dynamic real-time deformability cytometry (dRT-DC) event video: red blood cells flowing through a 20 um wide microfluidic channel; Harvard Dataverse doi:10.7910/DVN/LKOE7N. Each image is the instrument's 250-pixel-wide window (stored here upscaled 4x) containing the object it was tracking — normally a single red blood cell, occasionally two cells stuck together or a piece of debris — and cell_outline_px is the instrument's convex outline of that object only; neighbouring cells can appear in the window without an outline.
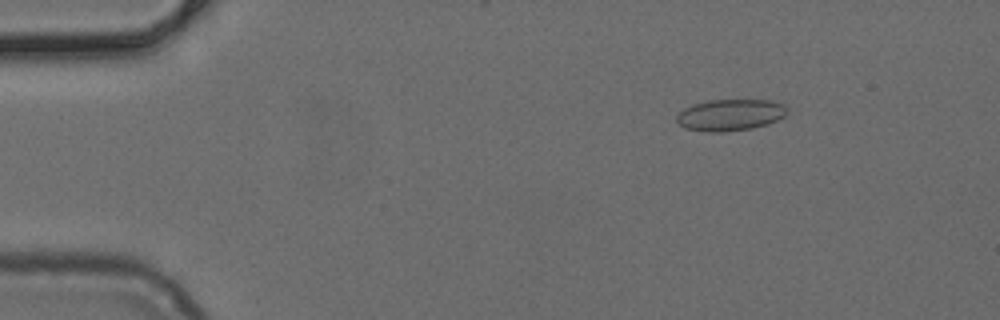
{"species": "common noctule bat (a hibernating species)", "species_latin": "Nyctalus noctula", "temperature_condition": "cold", "stored_images_in_passage": 52, "camera_frame_rate_fps": 3000, "um_per_image_px": 0.085, "animal": {"sex": "female", "body_mass_g": 24.6, "forearm_length_mm": 56.2}, "frame": {"image": 1, "passage_image": 8, "time_ms": 2.333, "image_size_px": [1000, 320], "cell_outline_px": [[788, 112], [784, 116], [768, 124], [752, 128], [724, 132], [708, 132], [684, 128], [676, 120], [676, 116], [684, 108], [708, 100], [768, 100], [784, 104], [788, 108]], "centroid_in_image_um": [62.08, 9.77], "position_along_channel_um": 22.9, "area_um2": 20.29}}
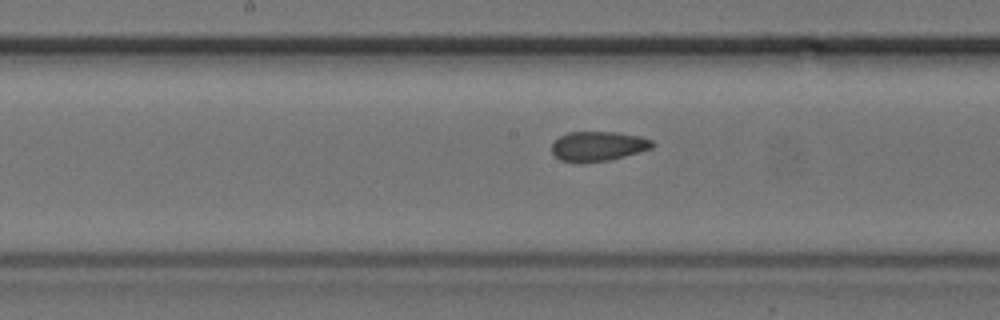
{"frame": {"image": 2, "passage_image": 27, "time_ms": 8.667, "image_size_px": [1000, 320], "cell_outline_px": [[656, 144], [652, 148], [624, 156], [608, 160], [560, 160], [552, 152], [552, 140], [568, 132], [616, 132], [640, 136], [652, 140]], "centroid_in_image_um": [50.86, 12.38], "position_along_channel_um": 197.3, "area_um2": 16.94}}
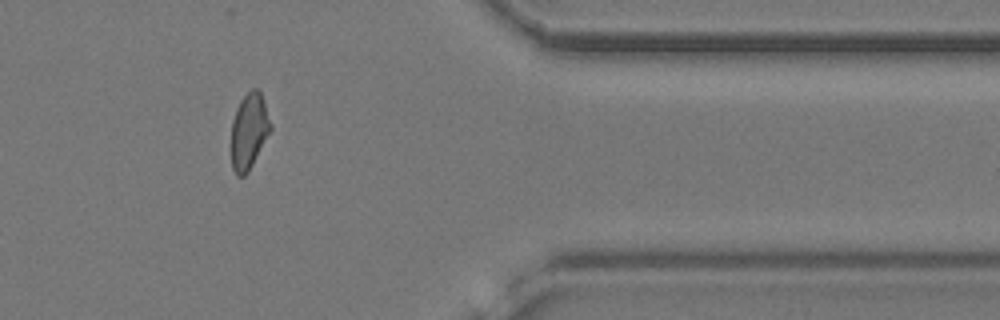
{"frame": {"image": 3, "passage_image": 43, "time_ms": 14.0, "image_size_px": [1000, 320], "cell_outline_px": [[272, 128], [248, 172], [244, 176], [236, 176], [232, 168], [232, 120], [236, 108], [240, 100], [252, 88], [256, 88], [260, 92], [272, 124]], "centroid_in_image_um": [21.16, 11.15], "position_along_channel_um": 390.2, "area_um2": 17.22}}